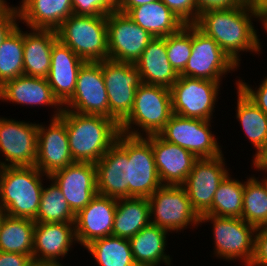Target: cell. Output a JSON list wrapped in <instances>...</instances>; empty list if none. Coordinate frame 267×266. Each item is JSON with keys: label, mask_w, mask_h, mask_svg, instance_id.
<instances>
[{"label": "cell", "mask_w": 267, "mask_h": 266, "mask_svg": "<svg viewBox=\"0 0 267 266\" xmlns=\"http://www.w3.org/2000/svg\"><path fill=\"white\" fill-rule=\"evenodd\" d=\"M135 66L144 84L170 88L179 77L167 57L166 37H154Z\"/></svg>", "instance_id": "484cf974"}, {"label": "cell", "mask_w": 267, "mask_h": 266, "mask_svg": "<svg viewBox=\"0 0 267 266\" xmlns=\"http://www.w3.org/2000/svg\"><path fill=\"white\" fill-rule=\"evenodd\" d=\"M116 143L128 154V197L149 198L162 186L152 149V135L133 137L120 133Z\"/></svg>", "instance_id": "ba28073f"}, {"label": "cell", "mask_w": 267, "mask_h": 266, "mask_svg": "<svg viewBox=\"0 0 267 266\" xmlns=\"http://www.w3.org/2000/svg\"><path fill=\"white\" fill-rule=\"evenodd\" d=\"M235 78V85L238 87L258 108L262 110L264 114L267 115V74L261 79L259 85L256 84L252 86L245 82L244 78L238 77ZM241 78V79H240Z\"/></svg>", "instance_id": "ab89813d"}, {"label": "cell", "mask_w": 267, "mask_h": 266, "mask_svg": "<svg viewBox=\"0 0 267 266\" xmlns=\"http://www.w3.org/2000/svg\"><path fill=\"white\" fill-rule=\"evenodd\" d=\"M18 24L0 46V87L8 80L24 75L23 29Z\"/></svg>", "instance_id": "8d00e7d4"}, {"label": "cell", "mask_w": 267, "mask_h": 266, "mask_svg": "<svg viewBox=\"0 0 267 266\" xmlns=\"http://www.w3.org/2000/svg\"><path fill=\"white\" fill-rule=\"evenodd\" d=\"M107 36L109 60L133 64L154 38L125 13L118 11L107 15Z\"/></svg>", "instance_id": "5bb4252c"}, {"label": "cell", "mask_w": 267, "mask_h": 266, "mask_svg": "<svg viewBox=\"0 0 267 266\" xmlns=\"http://www.w3.org/2000/svg\"><path fill=\"white\" fill-rule=\"evenodd\" d=\"M49 123V124H48ZM39 123L35 167L47 176L74 163L69 150L67 128L60 117ZM48 124V125H47Z\"/></svg>", "instance_id": "e0dca14e"}, {"label": "cell", "mask_w": 267, "mask_h": 266, "mask_svg": "<svg viewBox=\"0 0 267 266\" xmlns=\"http://www.w3.org/2000/svg\"><path fill=\"white\" fill-rule=\"evenodd\" d=\"M49 177L61 189L75 215L97 194L94 163L74 162Z\"/></svg>", "instance_id": "d6986e66"}, {"label": "cell", "mask_w": 267, "mask_h": 266, "mask_svg": "<svg viewBox=\"0 0 267 266\" xmlns=\"http://www.w3.org/2000/svg\"><path fill=\"white\" fill-rule=\"evenodd\" d=\"M84 249L98 266H137L129 239L108 236L91 241Z\"/></svg>", "instance_id": "d6a6232c"}, {"label": "cell", "mask_w": 267, "mask_h": 266, "mask_svg": "<svg viewBox=\"0 0 267 266\" xmlns=\"http://www.w3.org/2000/svg\"><path fill=\"white\" fill-rule=\"evenodd\" d=\"M85 62L59 40L52 46L51 68L46 79L62 106L72 97L78 72Z\"/></svg>", "instance_id": "7402d4cb"}, {"label": "cell", "mask_w": 267, "mask_h": 266, "mask_svg": "<svg viewBox=\"0 0 267 266\" xmlns=\"http://www.w3.org/2000/svg\"><path fill=\"white\" fill-rule=\"evenodd\" d=\"M19 23L18 8L16 10L0 12V46L4 39Z\"/></svg>", "instance_id": "ee69618b"}, {"label": "cell", "mask_w": 267, "mask_h": 266, "mask_svg": "<svg viewBox=\"0 0 267 266\" xmlns=\"http://www.w3.org/2000/svg\"><path fill=\"white\" fill-rule=\"evenodd\" d=\"M185 25L195 24L199 14L195 0H161Z\"/></svg>", "instance_id": "60d3db41"}, {"label": "cell", "mask_w": 267, "mask_h": 266, "mask_svg": "<svg viewBox=\"0 0 267 266\" xmlns=\"http://www.w3.org/2000/svg\"><path fill=\"white\" fill-rule=\"evenodd\" d=\"M253 21L258 24L259 19L247 1L232 9L204 11L194 25L217 42L240 67L242 53L247 55L246 52H250V55L257 54L258 57L264 54L259 29Z\"/></svg>", "instance_id": "6da1fadb"}, {"label": "cell", "mask_w": 267, "mask_h": 266, "mask_svg": "<svg viewBox=\"0 0 267 266\" xmlns=\"http://www.w3.org/2000/svg\"><path fill=\"white\" fill-rule=\"evenodd\" d=\"M157 0H116V11L127 13L131 8L149 4Z\"/></svg>", "instance_id": "bcb514c9"}, {"label": "cell", "mask_w": 267, "mask_h": 266, "mask_svg": "<svg viewBox=\"0 0 267 266\" xmlns=\"http://www.w3.org/2000/svg\"><path fill=\"white\" fill-rule=\"evenodd\" d=\"M172 114L170 88L142 83L131 112L119 124L120 133L133 137L158 134Z\"/></svg>", "instance_id": "277c9868"}, {"label": "cell", "mask_w": 267, "mask_h": 266, "mask_svg": "<svg viewBox=\"0 0 267 266\" xmlns=\"http://www.w3.org/2000/svg\"><path fill=\"white\" fill-rule=\"evenodd\" d=\"M66 264H69V263H65L64 265H46V266H65Z\"/></svg>", "instance_id": "db71d44e"}, {"label": "cell", "mask_w": 267, "mask_h": 266, "mask_svg": "<svg viewBox=\"0 0 267 266\" xmlns=\"http://www.w3.org/2000/svg\"><path fill=\"white\" fill-rule=\"evenodd\" d=\"M38 123L0 116V166H34Z\"/></svg>", "instance_id": "7c38bea8"}, {"label": "cell", "mask_w": 267, "mask_h": 266, "mask_svg": "<svg viewBox=\"0 0 267 266\" xmlns=\"http://www.w3.org/2000/svg\"><path fill=\"white\" fill-rule=\"evenodd\" d=\"M239 69L217 42L192 24L191 56L179 76L223 83L228 73L232 76Z\"/></svg>", "instance_id": "8fae6325"}, {"label": "cell", "mask_w": 267, "mask_h": 266, "mask_svg": "<svg viewBox=\"0 0 267 266\" xmlns=\"http://www.w3.org/2000/svg\"><path fill=\"white\" fill-rule=\"evenodd\" d=\"M25 0H21L17 6V8L24 2Z\"/></svg>", "instance_id": "11a10c76"}, {"label": "cell", "mask_w": 267, "mask_h": 266, "mask_svg": "<svg viewBox=\"0 0 267 266\" xmlns=\"http://www.w3.org/2000/svg\"><path fill=\"white\" fill-rule=\"evenodd\" d=\"M251 167H267V140L263 149L251 160Z\"/></svg>", "instance_id": "c3c4849f"}, {"label": "cell", "mask_w": 267, "mask_h": 266, "mask_svg": "<svg viewBox=\"0 0 267 266\" xmlns=\"http://www.w3.org/2000/svg\"><path fill=\"white\" fill-rule=\"evenodd\" d=\"M209 223V224H206ZM200 227L202 224L211 225L213 256L231 263L238 262L249 266L254 256L256 228L248 224L242 218L218 217L211 214L200 216ZM237 260V261H236Z\"/></svg>", "instance_id": "5b68a950"}, {"label": "cell", "mask_w": 267, "mask_h": 266, "mask_svg": "<svg viewBox=\"0 0 267 266\" xmlns=\"http://www.w3.org/2000/svg\"><path fill=\"white\" fill-rule=\"evenodd\" d=\"M150 223L148 198L127 197L117 199L112 236L130 239Z\"/></svg>", "instance_id": "f546056e"}, {"label": "cell", "mask_w": 267, "mask_h": 266, "mask_svg": "<svg viewBox=\"0 0 267 266\" xmlns=\"http://www.w3.org/2000/svg\"><path fill=\"white\" fill-rule=\"evenodd\" d=\"M48 178L35 166L2 167L0 206L5 215L35 220Z\"/></svg>", "instance_id": "3957f363"}, {"label": "cell", "mask_w": 267, "mask_h": 266, "mask_svg": "<svg viewBox=\"0 0 267 266\" xmlns=\"http://www.w3.org/2000/svg\"><path fill=\"white\" fill-rule=\"evenodd\" d=\"M60 42L86 62L109 59L107 16L72 14L57 29Z\"/></svg>", "instance_id": "8992f818"}, {"label": "cell", "mask_w": 267, "mask_h": 266, "mask_svg": "<svg viewBox=\"0 0 267 266\" xmlns=\"http://www.w3.org/2000/svg\"><path fill=\"white\" fill-rule=\"evenodd\" d=\"M18 12L27 28L56 30L73 14V7L71 0H25Z\"/></svg>", "instance_id": "83f0119b"}, {"label": "cell", "mask_w": 267, "mask_h": 266, "mask_svg": "<svg viewBox=\"0 0 267 266\" xmlns=\"http://www.w3.org/2000/svg\"><path fill=\"white\" fill-rule=\"evenodd\" d=\"M236 88L235 116L241 129L254 147L255 157L264 147L267 140V115L262 112L238 87Z\"/></svg>", "instance_id": "4dcf8cb0"}, {"label": "cell", "mask_w": 267, "mask_h": 266, "mask_svg": "<svg viewBox=\"0 0 267 266\" xmlns=\"http://www.w3.org/2000/svg\"><path fill=\"white\" fill-rule=\"evenodd\" d=\"M10 3L7 0H0V12H5L9 10H16L17 5H9Z\"/></svg>", "instance_id": "681fc988"}, {"label": "cell", "mask_w": 267, "mask_h": 266, "mask_svg": "<svg viewBox=\"0 0 267 266\" xmlns=\"http://www.w3.org/2000/svg\"><path fill=\"white\" fill-rule=\"evenodd\" d=\"M117 199L96 194L90 203L75 215L76 239L81 247L91 241L112 236Z\"/></svg>", "instance_id": "44dd1931"}, {"label": "cell", "mask_w": 267, "mask_h": 266, "mask_svg": "<svg viewBox=\"0 0 267 266\" xmlns=\"http://www.w3.org/2000/svg\"><path fill=\"white\" fill-rule=\"evenodd\" d=\"M0 101L13 105L32 107H51L53 110L50 118L59 117L63 106L53 95L52 89L46 78L21 75L6 81L0 87Z\"/></svg>", "instance_id": "ffe728a7"}, {"label": "cell", "mask_w": 267, "mask_h": 266, "mask_svg": "<svg viewBox=\"0 0 267 266\" xmlns=\"http://www.w3.org/2000/svg\"><path fill=\"white\" fill-rule=\"evenodd\" d=\"M0 266H36L32 255L0 251Z\"/></svg>", "instance_id": "f6af8a7d"}, {"label": "cell", "mask_w": 267, "mask_h": 266, "mask_svg": "<svg viewBox=\"0 0 267 266\" xmlns=\"http://www.w3.org/2000/svg\"><path fill=\"white\" fill-rule=\"evenodd\" d=\"M255 175L245 177L241 218L257 229L267 226V185Z\"/></svg>", "instance_id": "836d02e7"}, {"label": "cell", "mask_w": 267, "mask_h": 266, "mask_svg": "<svg viewBox=\"0 0 267 266\" xmlns=\"http://www.w3.org/2000/svg\"><path fill=\"white\" fill-rule=\"evenodd\" d=\"M248 2L258 18L267 15V0H248Z\"/></svg>", "instance_id": "7dc6e473"}, {"label": "cell", "mask_w": 267, "mask_h": 266, "mask_svg": "<svg viewBox=\"0 0 267 266\" xmlns=\"http://www.w3.org/2000/svg\"><path fill=\"white\" fill-rule=\"evenodd\" d=\"M73 14L84 16H107L116 11V0H71Z\"/></svg>", "instance_id": "f35d334b"}, {"label": "cell", "mask_w": 267, "mask_h": 266, "mask_svg": "<svg viewBox=\"0 0 267 266\" xmlns=\"http://www.w3.org/2000/svg\"><path fill=\"white\" fill-rule=\"evenodd\" d=\"M150 221L169 233L200 227V216L193 209L182 185H162L149 198ZM194 227V229H193Z\"/></svg>", "instance_id": "52a82bcc"}, {"label": "cell", "mask_w": 267, "mask_h": 266, "mask_svg": "<svg viewBox=\"0 0 267 266\" xmlns=\"http://www.w3.org/2000/svg\"><path fill=\"white\" fill-rule=\"evenodd\" d=\"M4 216H5V210L0 206V223Z\"/></svg>", "instance_id": "f5cc1de1"}, {"label": "cell", "mask_w": 267, "mask_h": 266, "mask_svg": "<svg viewBox=\"0 0 267 266\" xmlns=\"http://www.w3.org/2000/svg\"><path fill=\"white\" fill-rule=\"evenodd\" d=\"M102 73L109 99V118L120 124L131 112L136 89L142 84L133 63L102 61Z\"/></svg>", "instance_id": "4fadbf2b"}, {"label": "cell", "mask_w": 267, "mask_h": 266, "mask_svg": "<svg viewBox=\"0 0 267 266\" xmlns=\"http://www.w3.org/2000/svg\"><path fill=\"white\" fill-rule=\"evenodd\" d=\"M229 172L224 154L213 158H198L195 161L182 186L199 216L212 207L215 192Z\"/></svg>", "instance_id": "2e32d148"}, {"label": "cell", "mask_w": 267, "mask_h": 266, "mask_svg": "<svg viewBox=\"0 0 267 266\" xmlns=\"http://www.w3.org/2000/svg\"><path fill=\"white\" fill-rule=\"evenodd\" d=\"M57 40L56 30L28 28L23 31L24 75L38 78L48 76L51 68L52 46Z\"/></svg>", "instance_id": "4316f807"}, {"label": "cell", "mask_w": 267, "mask_h": 266, "mask_svg": "<svg viewBox=\"0 0 267 266\" xmlns=\"http://www.w3.org/2000/svg\"><path fill=\"white\" fill-rule=\"evenodd\" d=\"M66 124L69 150L74 162H98L116 143L119 124L100 115L78 114L62 110L59 116Z\"/></svg>", "instance_id": "7a4b0ae2"}, {"label": "cell", "mask_w": 267, "mask_h": 266, "mask_svg": "<svg viewBox=\"0 0 267 266\" xmlns=\"http://www.w3.org/2000/svg\"><path fill=\"white\" fill-rule=\"evenodd\" d=\"M213 120L182 117L172 114L158 135L165 141L178 145L197 158L219 157L222 147L212 131Z\"/></svg>", "instance_id": "9c48e42d"}, {"label": "cell", "mask_w": 267, "mask_h": 266, "mask_svg": "<svg viewBox=\"0 0 267 266\" xmlns=\"http://www.w3.org/2000/svg\"><path fill=\"white\" fill-rule=\"evenodd\" d=\"M152 149L162 185H182L198 159L188 150L152 135Z\"/></svg>", "instance_id": "603a6c76"}, {"label": "cell", "mask_w": 267, "mask_h": 266, "mask_svg": "<svg viewBox=\"0 0 267 266\" xmlns=\"http://www.w3.org/2000/svg\"><path fill=\"white\" fill-rule=\"evenodd\" d=\"M167 230L150 223L129 239L132 256L137 266H173L169 255ZM167 252H166V251ZM168 253V254H167Z\"/></svg>", "instance_id": "d4e9b609"}, {"label": "cell", "mask_w": 267, "mask_h": 266, "mask_svg": "<svg viewBox=\"0 0 267 266\" xmlns=\"http://www.w3.org/2000/svg\"><path fill=\"white\" fill-rule=\"evenodd\" d=\"M222 84L217 81L179 76L170 87L173 114L213 120Z\"/></svg>", "instance_id": "30bf717a"}, {"label": "cell", "mask_w": 267, "mask_h": 266, "mask_svg": "<svg viewBox=\"0 0 267 266\" xmlns=\"http://www.w3.org/2000/svg\"><path fill=\"white\" fill-rule=\"evenodd\" d=\"M49 185L42 189L36 223H74L75 214L69 207L61 189L49 177Z\"/></svg>", "instance_id": "d590c367"}, {"label": "cell", "mask_w": 267, "mask_h": 266, "mask_svg": "<svg viewBox=\"0 0 267 266\" xmlns=\"http://www.w3.org/2000/svg\"><path fill=\"white\" fill-rule=\"evenodd\" d=\"M258 19H259L258 23L261 25L260 26L261 29L264 30L265 33H267V15L266 16H261Z\"/></svg>", "instance_id": "f907efd6"}, {"label": "cell", "mask_w": 267, "mask_h": 266, "mask_svg": "<svg viewBox=\"0 0 267 266\" xmlns=\"http://www.w3.org/2000/svg\"><path fill=\"white\" fill-rule=\"evenodd\" d=\"M254 169V171H260V174L262 172L263 176H261V178L266 182L267 185V167H252L251 169Z\"/></svg>", "instance_id": "816d5d0a"}, {"label": "cell", "mask_w": 267, "mask_h": 266, "mask_svg": "<svg viewBox=\"0 0 267 266\" xmlns=\"http://www.w3.org/2000/svg\"><path fill=\"white\" fill-rule=\"evenodd\" d=\"M77 244L74 223H35L33 261L35 265H63Z\"/></svg>", "instance_id": "ac0fdd59"}, {"label": "cell", "mask_w": 267, "mask_h": 266, "mask_svg": "<svg viewBox=\"0 0 267 266\" xmlns=\"http://www.w3.org/2000/svg\"><path fill=\"white\" fill-rule=\"evenodd\" d=\"M248 0H195L198 14L207 10H227L244 5Z\"/></svg>", "instance_id": "7bdbcfd3"}, {"label": "cell", "mask_w": 267, "mask_h": 266, "mask_svg": "<svg viewBox=\"0 0 267 266\" xmlns=\"http://www.w3.org/2000/svg\"><path fill=\"white\" fill-rule=\"evenodd\" d=\"M95 168L97 194L128 197V154L117 143L95 163Z\"/></svg>", "instance_id": "cb8c5ba5"}, {"label": "cell", "mask_w": 267, "mask_h": 266, "mask_svg": "<svg viewBox=\"0 0 267 266\" xmlns=\"http://www.w3.org/2000/svg\"><path fill=\"white\" fill-rule=\"evenodd\" d=\"M126 15L153 37H166L185 25L161 0L131 8Z\"/></svg>", "instance_id": "f1b7e54d"}, {"label": "cell", "mask_w": 267, "mask_h": 266, "mask_svg": "<svg viewBox=\"0 0 267 266\" xmlns=\"http://www.w3.org/2000/svg\"><path fill=\"white\" fill-rule=\"evenodd\" d=\"M63 109L109 118V99L102 73V61L85 62L81 66L75 91L63 105Z\"/></svg>", "instance_id": "9a60e30c"}, {"label": "cell", "mask_w": 267, "mask_h": 266, "mask_svg": "<svg viewBox=\"0 0 267 266\" xmlns=\"http://www.w3.org/2000/svg\"><path fill=\"white\" fill-rule=\"evenodd\" d=\"M167 57L178 75L185 68L192 51V24L184 25L178 32L166 36Z\"/></svg>", "instance_id": "74e56055"}, {"label": "cell", "mask_w": 267, "mask_h": 266, "mask_svg": "<svg viewBox=\"0 0 267 266\" xmlns=\"http://www.w3.org/2000/svg\"><path fill=\"white\" fill-rule=\"evenodd\" d=\"M249 266H267V226L256 229L254 256Z\"/></svg>", "instance_id": "b9f144b4"}, {"label": "cell", "mask_w": 267, "mask_h": 266, "mask_svg": "<svg viewBox=\"0 0 267 266\" xmlns=\"http://www.w3.org/2000/svg\"><path fill=\"white\" fill-rule=\"evenodd\" d=\"M230 173L232 172H229L219 184L214 195L212 207L205 214L241 218L245 181L233 178Z\"/></svg>", "instance_id": "e575fe53"}, {"label": "cell", "mask_w": 267, "mask_h": 266, "mask_svg": "<svg viewBox=\"0 0 267 266\" xmlns=\"http://www.w3.org/2000/svg\"><path fill=\"white\" fill-rule=\"evenodd\" d=\"M35 223L5 215L0 223V251L32 255Z\"/></svg>", "instance_id": "1f68e13d"}]
</instances>
